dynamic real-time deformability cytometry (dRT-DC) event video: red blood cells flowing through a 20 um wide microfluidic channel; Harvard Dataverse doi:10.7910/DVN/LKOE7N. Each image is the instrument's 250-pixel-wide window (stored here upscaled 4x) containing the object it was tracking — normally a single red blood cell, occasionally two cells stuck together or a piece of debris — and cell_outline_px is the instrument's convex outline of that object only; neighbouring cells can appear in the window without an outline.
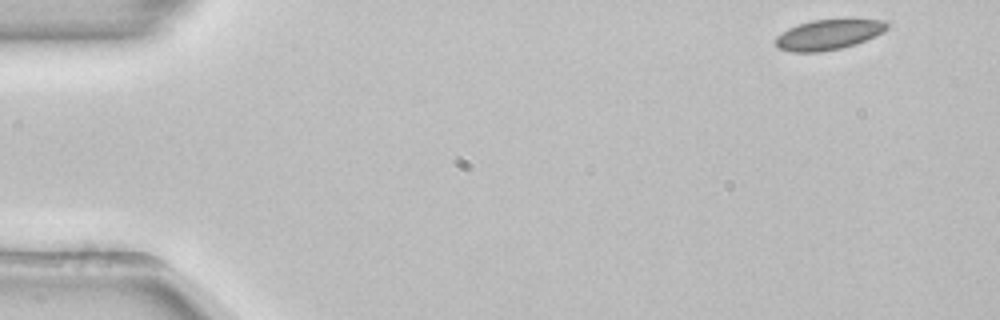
{"species": "common noctule bat (a hibernating species)", "species_latin": "Nyctalus noctula", "temperature_condition": "room temperature", "stored_images_in_passage": 50, "camera_frame_rate_fps": 3000, "um_per_image_px": 0.085, "animal": {"sex": "female", "body_mass_g": 22.7, "forearm_length_mm": 54.2}, "frame": {"image": 1, "passage_image": 1, "time_ms": 0.0, "image_size_px": [1000, 320], "cell_outline_px": [[888, 28], [884, 32], [864, 40], [840, 48], [820, 52], [792, 52], [780, 48], [776, 44], [776, 36], [788, 28], [812, 20], [884, 20], [888, 24]], "centroid_in_image_um": [70.4, 2.94], "position_along_channel_um": 14.6, "area_um2": 19.13}}
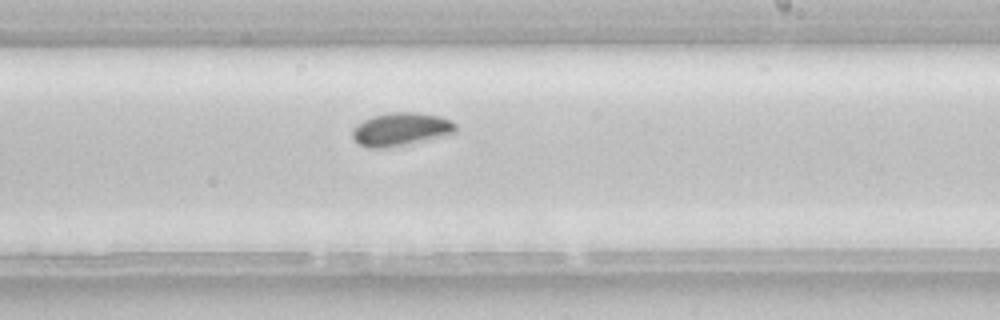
{"frame": {"image": 2, "passage_image": 29, "time_ms": 9.333, "image_size_px": [1000, 320], "cell_outline_px": [[456, 132], [384, 148], [368, 148], [360, 144], [352, 136], [352, 132], [356, 124], [372, 116], [388, 112], [420, 112], [440, 116], [456, 124]], "centroid_in_image_um": [34.03, 10.95], "position_along_channel_um": 255.0, "area_um2": 19.48}}
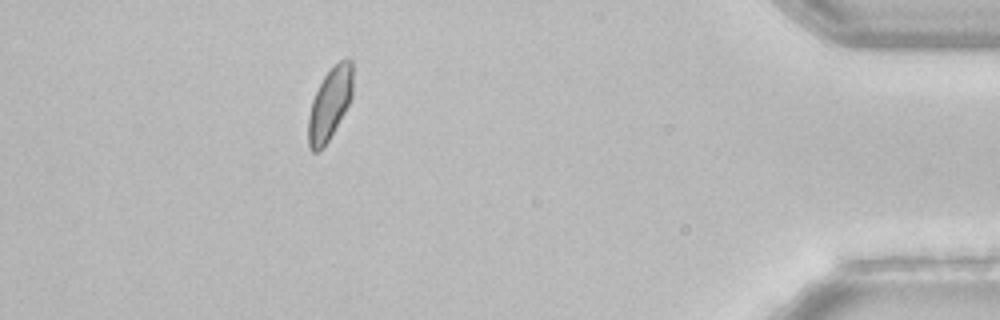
{"frame": {"image": 3, "passage_image": 45, "time_ms": 14.667, "image_size_px": [1000, 320], "cell_outline_px": [[352, 96], [344, 112], [328, 140], [316, 152], [312, 152], [308, 144], [308, 116], [312, 100], [324, 76], [340, 60], [352, 60]], "centroid_in_image_um": [28.01, 8.83], "position_along_channel_um": 407.2, "area_um2": 18.09}}